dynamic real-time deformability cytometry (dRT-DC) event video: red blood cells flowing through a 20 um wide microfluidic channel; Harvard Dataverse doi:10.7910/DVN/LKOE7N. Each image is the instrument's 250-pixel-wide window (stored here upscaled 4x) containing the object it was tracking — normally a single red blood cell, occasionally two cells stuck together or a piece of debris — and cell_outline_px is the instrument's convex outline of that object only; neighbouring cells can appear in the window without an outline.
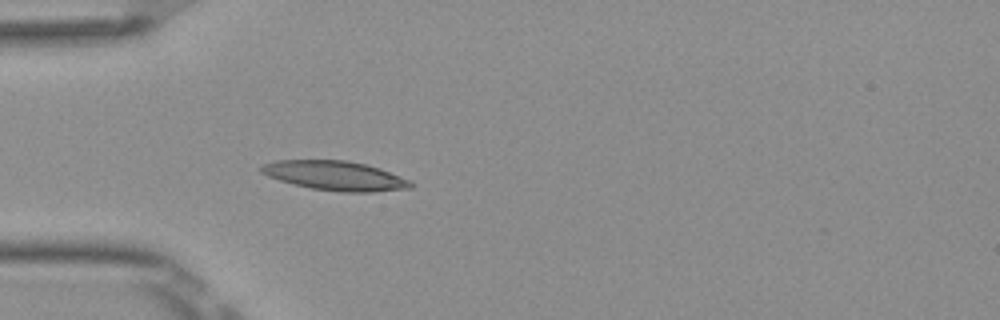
{"species": "Egyptian fruit bat (a non-hibernating species)", "species_latin": "Rousettus aegyptiacus", "temperature_condition": "room temperature", "stored_images_in_passage": 37, "camera_frame_rate_fps": 3000, "um_per_image_px": 0.085, "frame": {"image": 1, "passage_image": 1, "time_ms": 0.0, "image_size_px": [1000, 320], "cell_outline_px": [[412, 188], [372, 192], [340, 192], [312, 188], [292, 184], [268, 176], [260, 172], [260, 168], [264, 164], [276, 160], [344, 160], [364, 164], [380, 168], [412, 180]], "centroid_in_image_um": [28.51, 14.94], "position_along_channel_um": 56.5, "area_um2": 25.61}}
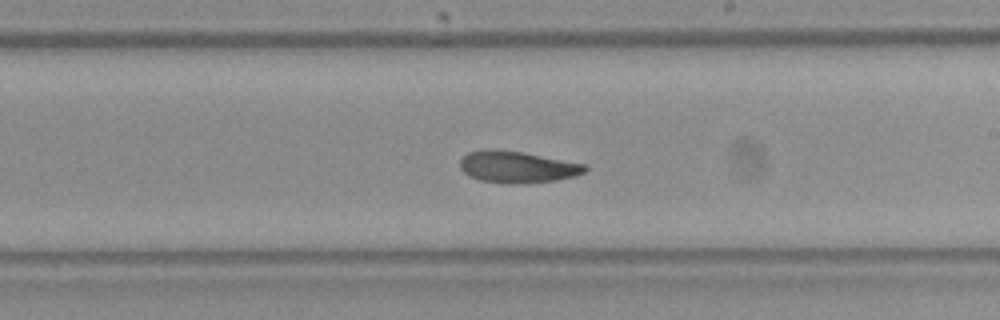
{"frame": {"image": 2, "passage_image": 16, "time_ms": 5.0, "image_size_px": [1000, 320], "cell_outline_px": [[588, 168], [584, 172], [572, 176], [556, 180], [516, 184], [504, 184], [480, 180], [468, 176], [460, 168], [460, 160], [468, 152], [488, 148], [496, 148], [524, 152], [584, 164]], "centroid_in_image_um": [43.91, 14.18], "position_along_channel_um": 245.1, "area_um2": 23.18}}
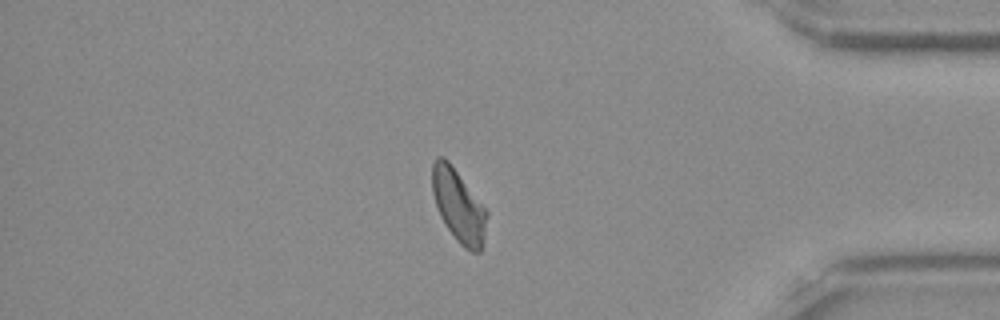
{"frame": {"image": 3, "passage_image": 30, "time_ms": 9.667, "image_size_px": [1000, 320], "cell_outline_px": [[488, 212], [480, 252], [472, 252], [464, 248], [456, 240], [440, 216], [432, 192], [432, 164], [436, 156], [444, 156], [448, 160]], "centroid_in_image_um": [38.95, 17.47], "position_along_channel_um": 396.3, "area_um2": 22.72}, "authors_computed_cell_mechanics": {"area_um2": 23.2356, "velocity_mm_per_s": 3.8801, "shape_relaxation_time_tau1_ms": 5.5944, "shape_relaxation_time_tau2_ms": 3.5737, "deformation_change_tau1": 0.1441, "deformation_change_tau2": 0.1068}}